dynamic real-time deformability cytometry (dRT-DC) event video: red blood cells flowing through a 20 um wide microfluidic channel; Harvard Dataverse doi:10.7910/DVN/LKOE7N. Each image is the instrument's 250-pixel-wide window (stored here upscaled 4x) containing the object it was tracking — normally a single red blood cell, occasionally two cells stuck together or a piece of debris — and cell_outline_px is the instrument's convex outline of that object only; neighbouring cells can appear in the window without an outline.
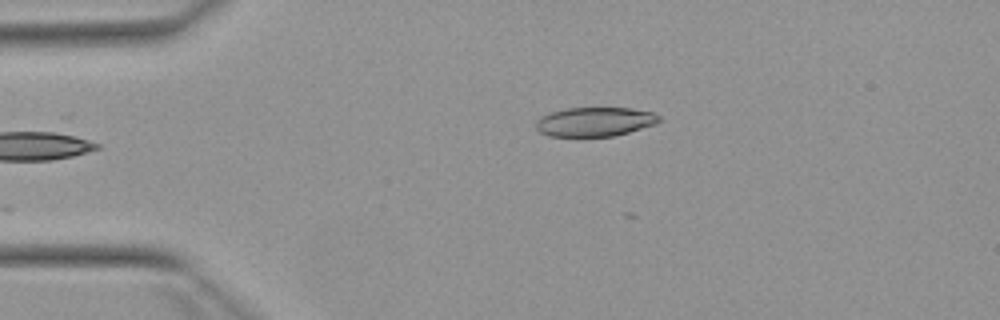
{"species": "Egyptian fruit bat (a non-hibernating species)", "species_latin": "Rousettus aegyptiacus", "temperature_condition": "warm", "stored_images_in_passage": 8, "camera_frame_rate_fps": 3000, "um_per_image_px": 0.085, "animal": {"sex": "female"}, "frame": {"image": 1, "passage_image": 2, "time_ms": 0.333, "image_size_px": [1000, 320], "cell_outline_px": [[660, 120], [656, 124], [628, 132], [612, 136], [548, 136], [540, 132], [536, 128], [536, 120], [540, 116], [552, 112], [568, 108], [632, 108], [652, 112], [660, 116]], "centroid_in_image_um": [50.55, 10.35], "position_along_channel_um": 34.4, "area_um2": 20.87}}